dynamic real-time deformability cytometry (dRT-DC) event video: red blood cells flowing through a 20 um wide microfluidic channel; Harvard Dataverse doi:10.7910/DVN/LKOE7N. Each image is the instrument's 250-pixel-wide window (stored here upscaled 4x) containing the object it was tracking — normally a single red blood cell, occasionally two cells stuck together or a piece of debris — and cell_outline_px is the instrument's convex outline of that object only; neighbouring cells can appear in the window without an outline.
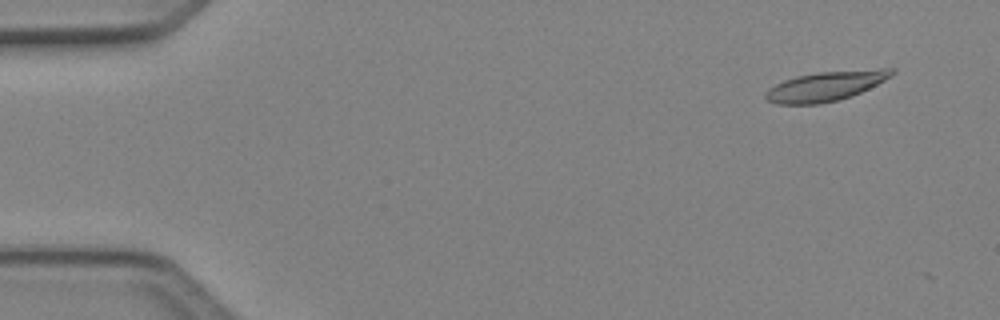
{"species": "Egyptian fruit bat (a non-hibernating species)", "species_latin": "Rousettus aegyptiacus", "temperature_condition": "cold", "stored_images_in_passage": 5, "camera_frame_rate_fps": 3000, "um_per_image_px": 0.085, "animal": {"sex": "female"}, "frame": {"image": 1, "passage_image": 5, "time_ms": 1.333, "image_size_px": [1000, 320], "cell_outline_px": [[896, 72], [892, 76], [852, 96], [820, 104], [776, 104], [768, 100], [764, 96], [764, 92], [768, 88], [784, 80], [796, 76], [816, 72], [880, 68], [896, 68]], "centroid_in_image_um": [70.19, 7.31], "position_along_channel_um": 14.8, "area_um2": 21.91}}